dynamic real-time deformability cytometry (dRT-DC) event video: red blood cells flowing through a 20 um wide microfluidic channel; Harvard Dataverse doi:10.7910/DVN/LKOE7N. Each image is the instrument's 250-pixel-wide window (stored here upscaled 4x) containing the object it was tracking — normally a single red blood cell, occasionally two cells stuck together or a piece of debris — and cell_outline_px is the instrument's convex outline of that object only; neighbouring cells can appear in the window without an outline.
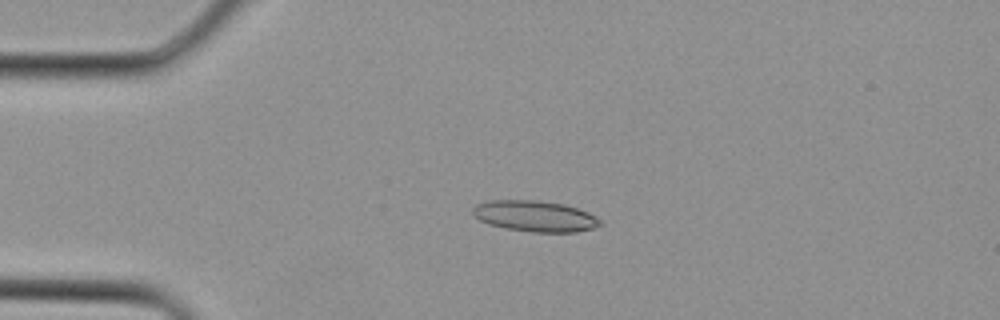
{"species": "Egyptian fruit bat (a non-hibernating species)", "species_latin": "Rousettus aegyptiacus", "temperature_condition": "cold", "stored_images_in_passage": 2, "camera_frame_rate_fps": 3000, "um_per_image_px": 0.085, "animal": {"sex": "female"}, "frame": {"image": 1, "passage_image": 2, "time_ms": 0.333, "image_size_px": [1000, 320], "cell_outline_px": [[600, 224], [592, 228], [576, 232], [532, 232], [504, 228], [488, 224], [480, 220], [472, 212], [472, 208], [476, 204], [488, 200], [536, 200], [564, 204], [588, 212], [596, 216], [600, 220]], "centroid_in_image_um": [45.44, 18.37], "position_along_channel_um": 39.6, "area_um2": 22.95}}